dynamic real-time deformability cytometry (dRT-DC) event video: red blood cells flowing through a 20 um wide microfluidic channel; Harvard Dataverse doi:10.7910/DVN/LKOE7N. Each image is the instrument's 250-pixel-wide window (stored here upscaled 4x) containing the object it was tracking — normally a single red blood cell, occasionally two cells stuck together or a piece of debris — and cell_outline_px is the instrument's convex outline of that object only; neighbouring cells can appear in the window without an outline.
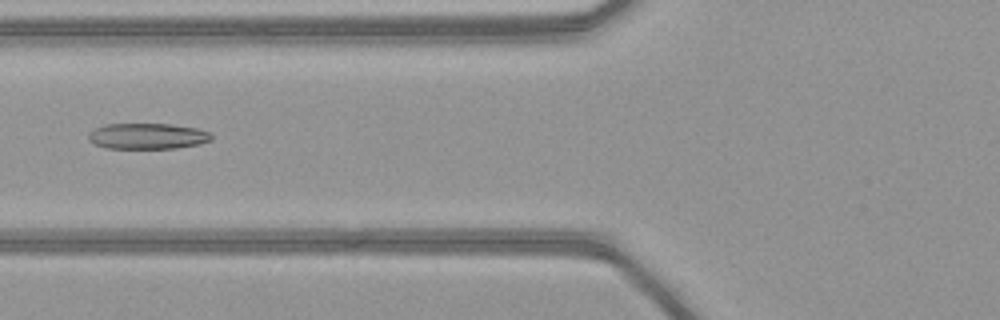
{"species": "common noctule bat (a hibernating species)", "species_latin": "Nyctalus noctula", "temperature_condition": "warm", "stored_images_in_passage": 21, "camera_frame_rate_fps": 3000, "um_per_image_px": 0.085, "animal": {"sex": "female", "body_mass_g": 21.9}, "frame": {"image": 1, "passage_image": 4, "time_ms": 1.0, "image_size_px": [1000, 320], "cell_outline_px": [[212, 140], [200, 144], [176, 148], [108, 148], [96, 144], [88, 140], [88, 132], [104, 124], [172, 124], [196, 128], [212, 132]], "centroid_in_image_um": [12.57, 11.56], "position_along_channel_um": 113.2, "area_um2": 18.61}}